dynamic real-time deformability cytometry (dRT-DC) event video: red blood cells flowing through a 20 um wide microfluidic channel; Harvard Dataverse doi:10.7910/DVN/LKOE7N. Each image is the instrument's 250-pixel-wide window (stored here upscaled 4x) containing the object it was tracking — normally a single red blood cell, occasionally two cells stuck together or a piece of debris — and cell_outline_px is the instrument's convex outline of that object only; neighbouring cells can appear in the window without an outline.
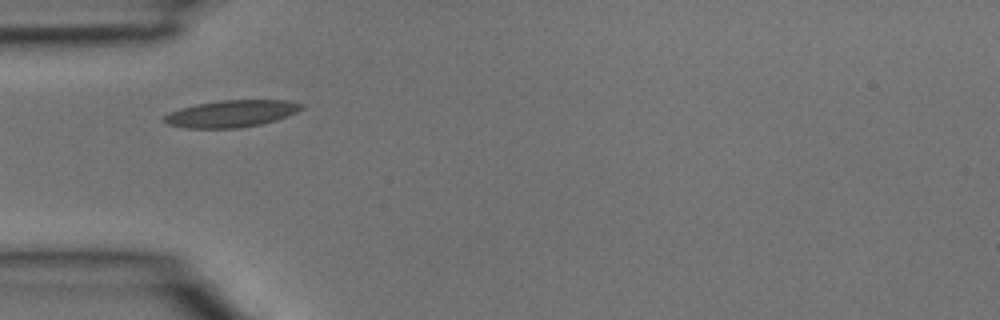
{"species": "common noctule bat (a hibernating species)", "species_latin": "Nyctalus noctula", "temperature_condition": "room temperature", "stored_images_in_passage": 5, "camera_frame_rate_fps": 3000, "um_per_image_px": 0.085, "animal": {"sex": "male", "body_mass_g": 15.6}, "frame": {"image": 1, "passage_image": 4, "time_ms": 1.0, "image_size_px": [1000, 320], "cell_outline_px": [[304, 108], [288, 116], [276, 120], [260, 124], [240, 128], [184, 128], [168, 124], [164, 120], [164, 116], [168, 112], [196, 104], [220, 100], [288, 100], [304, 104]], "centroid_in_image_um": [19.69, 9.66], "position_along_channel_um": 65.3, "area_um2": 21.62}}